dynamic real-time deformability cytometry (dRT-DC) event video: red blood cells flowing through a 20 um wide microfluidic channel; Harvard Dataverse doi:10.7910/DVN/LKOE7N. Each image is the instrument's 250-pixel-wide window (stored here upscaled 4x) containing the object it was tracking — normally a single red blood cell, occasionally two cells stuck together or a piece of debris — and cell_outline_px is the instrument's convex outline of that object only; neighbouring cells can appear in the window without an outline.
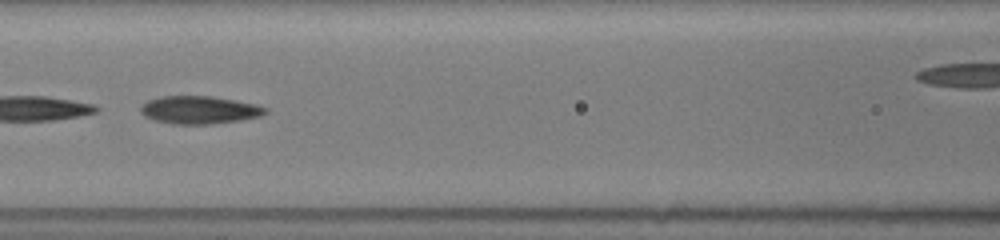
{"species": "common noctule bat (a hibernating species)", "species_latin": "Nyctalus noctula", "temperature_condition": "room temperature", "stored_images_in_passage": 31, "camera_frame_rate_fps": 3000, "um_per_image_px": 0.085, "animal": {"sex": "female", "body_mass_g": 19.5, "forearm_length_mm": 54.1}, "frame": {"image": 1, "passage_image": 7, "time_ms": 2.333, "image_size_px": [1000, 240], "cell_outline_px": [[268, 112], [260, 116], [240, 120], [208, 124], [172, 124], [156, 120], [144, 116], [140, 112], [140, 104], [148, 100], [160, 96], [212, 96], [236, 100], [256, 104], [268, 108]], "centroid_in_image_um": [16.93, 9.33], "position_along_channel_um": 149.7, "area_um2": 20.35}}
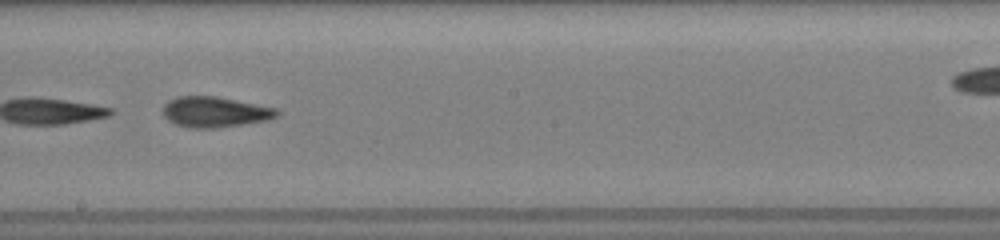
{"frame": {"image": 2, "passage_image": 16, "time_ms": 4.333, "image_size_px": [1000, 240], "cell_outline_px": [[280, 112], [276, 116], [268, 120], [212, 128], [192, 128], [176, 124], [168, 120], [164, 116], [164, 104], [168, 100], [176, 96], [216, 96], [276, 108]], "centroid_in_image_um": [18.24, 9.5], "position_along_channel_um": 230.0, "area_um2": 20.06}}